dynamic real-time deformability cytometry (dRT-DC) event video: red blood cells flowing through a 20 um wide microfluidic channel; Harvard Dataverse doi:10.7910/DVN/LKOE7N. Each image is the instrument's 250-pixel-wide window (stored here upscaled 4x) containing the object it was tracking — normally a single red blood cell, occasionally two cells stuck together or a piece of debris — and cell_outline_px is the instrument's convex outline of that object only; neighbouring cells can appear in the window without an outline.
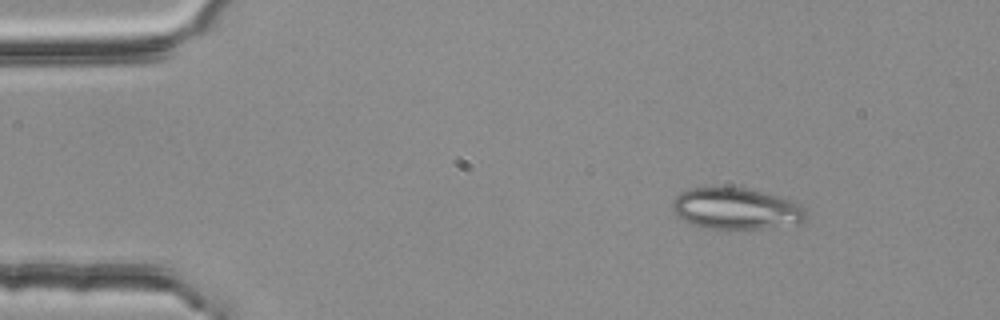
{"species": "common noctule bat (a hibernating species)", "species_latin": "Nyctalus noctula", "temperature_condition": "room temperature", "stored_images_in_passage": 3, "camera_frame_rate_fps": 3000, "um_per_image_px": 0.085, "animal": {"sex": "female", "body_mass_g": 25.1}, "frame": {"image": 1, "passage_image": 1, "time_ms": 0.0, "image_size_px": [1000, 320], "cell_outline_px": [[808, 216], [800, 224], [764, 228], [704, 228], [692, 224], [684, 220], [672, 212], [672, 200], [680, 192], [688, 188], [744, 188], [796, 200], [804, 208]], "centroid_in_image_um": [62.59, 17.74], "position_along_channel_um": 22.4, "area_um2": 32.31}}